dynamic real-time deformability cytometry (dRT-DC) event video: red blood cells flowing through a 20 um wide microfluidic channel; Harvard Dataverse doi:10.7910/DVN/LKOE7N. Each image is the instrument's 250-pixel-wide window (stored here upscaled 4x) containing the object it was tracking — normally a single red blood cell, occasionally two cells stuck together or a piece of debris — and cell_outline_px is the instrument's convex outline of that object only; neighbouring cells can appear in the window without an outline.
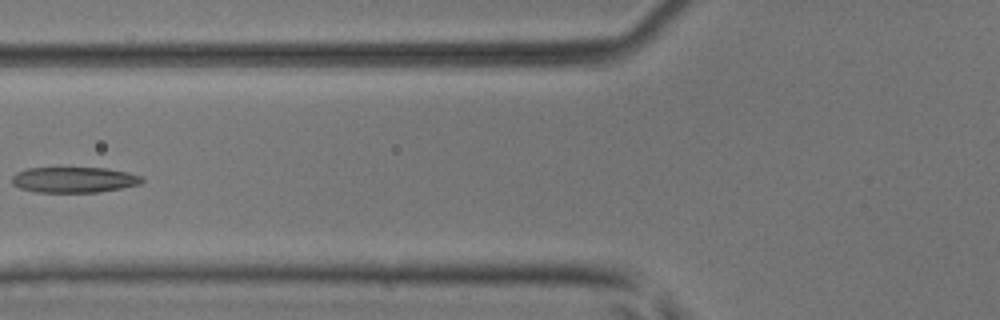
{"species": "common noctule bat (a hibernating species)", "species_latin": "Nyctalus noctula", "temperature_condition": "room temperature", "stored_images_in_passage": 6, "camera_frame_rate_fps": 3000, "um_per_image_px": 0.085, "animal": {"sex": "male", "body_mass_g": 17.9, "forearm_length_mm": 54.2}, "frame": {"image": 1, "passage_image": 6, "time_ms": 1.667, "image_size_px": [1000, 320], "cell_outline_px": [[144, 180], [140, 184], [120, 188], [96, 192], [36, 192], [20, 188], [12, 184], [12, 176], [16, 172], [28, 168], [108, 168], [128, 172], [140, 176]], "centroid_in_image_um": [6.27, 15.27], "position_along_channel_um": 119.5, "area_um2": 19.36}}